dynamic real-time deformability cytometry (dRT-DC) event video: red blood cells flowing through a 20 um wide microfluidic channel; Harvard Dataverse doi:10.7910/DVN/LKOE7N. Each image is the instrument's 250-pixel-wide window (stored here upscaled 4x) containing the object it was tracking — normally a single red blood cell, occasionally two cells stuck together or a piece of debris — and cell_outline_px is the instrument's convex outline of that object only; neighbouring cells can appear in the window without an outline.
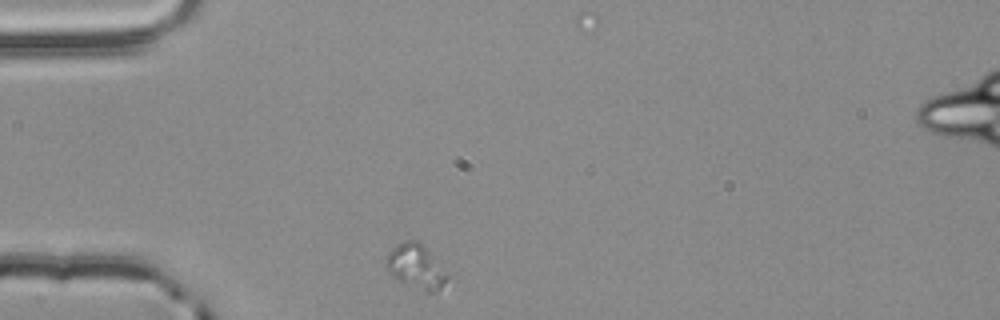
{"species": "common noctule bat (a hibernating species)", "species_latin": "Nyctalus noctula", "temperature_condition": "room temperature", "stored_images_in_passage": 5, "camera_frame_rate_fps": 3000, "um_per_image_px": 0.085, "animal": {"sex": "male", "body_mass_g": 20.4}, "frame": {"image": 1, "passage_image": 4, "time_ms": 1.0, "image_size_px": [1000, 320], "cell_outline_px": [[448, 280], [440, 288], [432, 292], [424, 292], [396, 280], [384, 268], [384, 260], [388, 252], [392, 248], [404, 240], [416, 240], [424, 248], [448, 276]], "centroid_in_image_um": [35.25, 22.69], "position_along_channel_um": 49.7, "area_um2": 15.55}}